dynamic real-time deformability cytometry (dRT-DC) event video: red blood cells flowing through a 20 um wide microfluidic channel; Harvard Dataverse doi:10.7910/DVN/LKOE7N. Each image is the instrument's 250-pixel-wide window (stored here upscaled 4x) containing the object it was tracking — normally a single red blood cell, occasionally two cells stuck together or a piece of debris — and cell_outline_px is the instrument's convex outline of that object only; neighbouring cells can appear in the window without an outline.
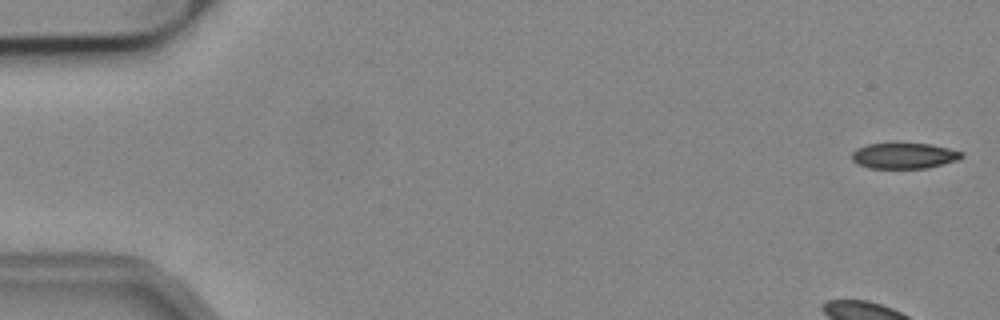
{"species": "common noctule bat (a hibernating species)", "species_latin": "Nyctalus noctula", "temperature_condition": "cold", "stored_images_in_passage": 9, "camera_frame_rate_fps": 3000, "um_per_image_px": 0.085, "animal": {"sex": "male", "body_mass_g": 19.2, "forearm_length_mm": 51.8}, "frame": {"image": 1, "passage_image": 1, "time_ms": 0.0, "image_size_px": [1000, 320], "cell_outline_px": [[964, 156], [956, 160], [928, 168], [868, 168], [852, 160], [852, 152], [856, 148], [868, 144], [932, 144], [964, 152]], "centroid_in_image_um": [76.86, 13.24], "position_along_channel_um": 8.1, "area_um2": 16.3}}